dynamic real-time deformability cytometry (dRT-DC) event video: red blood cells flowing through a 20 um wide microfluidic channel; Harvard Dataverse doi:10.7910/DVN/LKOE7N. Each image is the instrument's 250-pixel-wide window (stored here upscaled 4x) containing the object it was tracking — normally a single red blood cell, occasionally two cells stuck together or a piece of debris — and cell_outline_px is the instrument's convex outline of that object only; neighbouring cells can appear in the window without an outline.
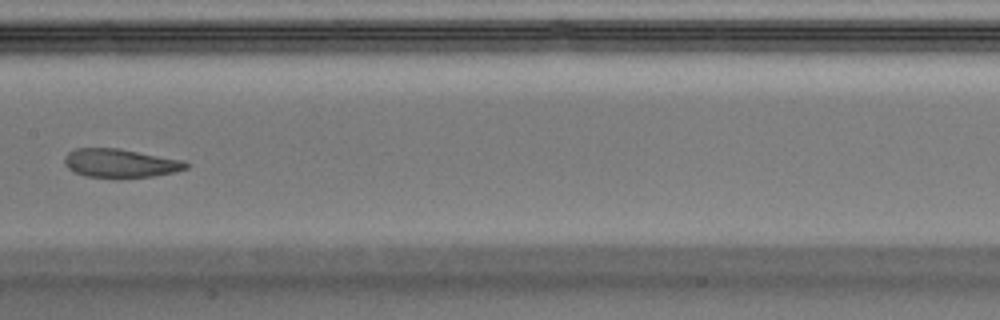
{"species": "Egyptian fruit bat (a non-hibernating species)", "species_latin": "Rousettus aegyptiacus", "temperature_condition": "warm", "stored_images_in_passage": 6, "camera_frame_rate_fps": 3000, "um_per_image_px": 0.085, "animal": {"sex": "male"}, "frame": {"image": 1, "passage_image": 6, "time_ms": 1.667, "image_size_px": [1000, 320], "cell_outline_px": [[188, 168], [172, 172], [152, 176], [84, 176], [72, 172], [64, 164], [64, 156], [68, 152], [76, 148], [120, 148], [180, 160], [188, 164]], "centroid_in_image_um": [10.14, 13.84], "position_along_channel_um": 197.3, "area_um2": 19.77}}